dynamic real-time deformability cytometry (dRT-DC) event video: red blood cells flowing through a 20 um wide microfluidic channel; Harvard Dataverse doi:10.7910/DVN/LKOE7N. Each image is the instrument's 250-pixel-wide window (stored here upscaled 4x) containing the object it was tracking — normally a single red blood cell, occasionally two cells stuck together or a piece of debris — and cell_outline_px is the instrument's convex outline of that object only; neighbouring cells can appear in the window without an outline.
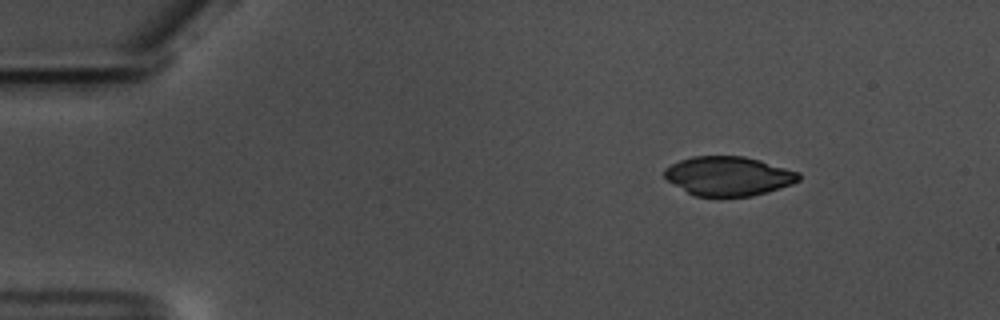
{"species": "common noctule bat (a hibernating species)", "species_latin": "Nyctalus noctula", "temperature_condition": "warm", "stored_images_in_passage": 12, "camera_frame_rate_fps": 3000, "um_per_image_px": 0.085, "animal": {"sex": "male", "body_mass_g": 17.5, "forearm_length_mm": 52.3}, "frame": {"image": 1, "passage_image": 4, "time_ms": 1.0, "image_size_px": [1000, 320], "cell_outline_px": [[800, 180], [792, 184], [780, 188], [752, 196], [696, 196], [688, 192], [668, 180], [664, 176], [664, 168], [680, 160], [692, 156], [744, 156], [760, 160], [800, 172]], "centroid_in_image_um": [61.94, 14.95], "position_along_channel_um": 23.1, "area_um2": 30.52}}